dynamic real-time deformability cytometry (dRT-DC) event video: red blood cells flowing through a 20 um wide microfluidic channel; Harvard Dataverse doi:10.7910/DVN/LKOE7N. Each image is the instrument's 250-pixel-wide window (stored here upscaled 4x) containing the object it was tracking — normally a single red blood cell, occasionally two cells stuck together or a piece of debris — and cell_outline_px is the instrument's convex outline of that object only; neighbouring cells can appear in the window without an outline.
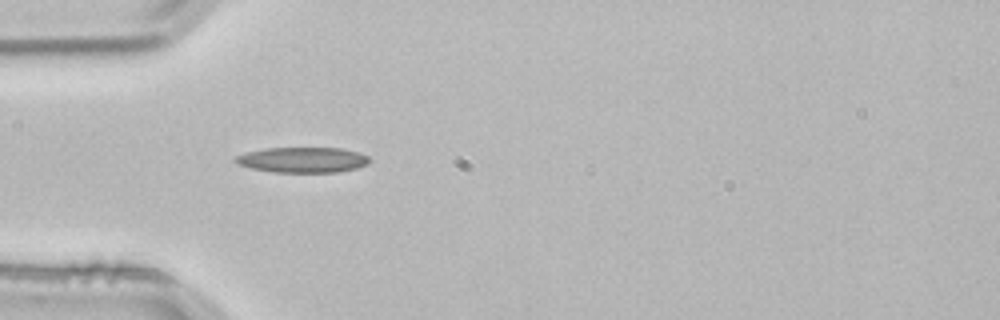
{"species": "common noctule bat (a hibernating species)", "species_latin": "Nyctalus noctula", "temperature_condition": "room temperature", "stored_images_in_passage": 1, "camera_frame_rate_fps": 3000, "um_per_image_px": 0.085, "animal": {"sex": "male", "body_mass_g": 21.5, "forearm_length_mm": 52.0}, "frame": {"image": 1, "passage_image": 1, "time_ms": 0.0, "image_size_px": [1000, 320], "cell_outline_px": [[372, 160], [368, 164], [356, 168], [336, 172], [276, 172], [252, 168], [240, 164], [232, 160], [236, 156], [244, 152], [264, 148], [340, 148], [356, 152], [368, 156]], "centroid_in_image_um": [25.72, 13.58], "position_along_channel_um": 59.3, "area_um2": 19.77}}